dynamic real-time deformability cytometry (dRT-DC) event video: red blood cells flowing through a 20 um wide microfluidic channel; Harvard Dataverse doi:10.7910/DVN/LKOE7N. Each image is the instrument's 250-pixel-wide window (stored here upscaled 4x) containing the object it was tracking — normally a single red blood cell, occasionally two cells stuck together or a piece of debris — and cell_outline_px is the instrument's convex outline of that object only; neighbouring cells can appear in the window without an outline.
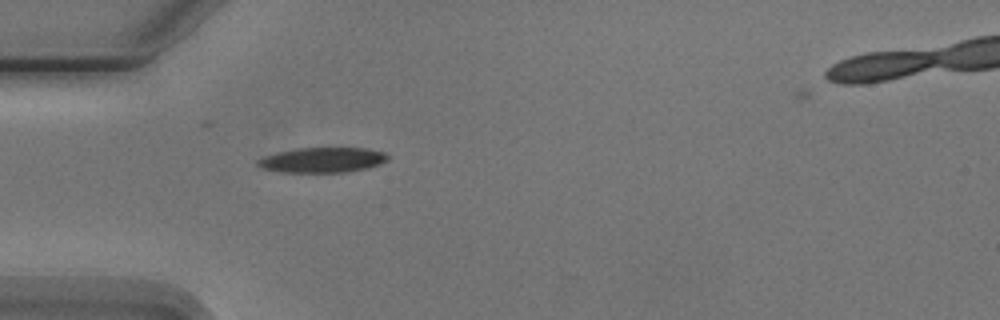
{"species": "Egyptian fruit bat (a non-hibernating species)", "species_latin": "Rousettus aegyptiacus", "temperature_condition": "cold", "stored_images_in_passage": 4, "camera_frame_rate_fps": 3000, "um_per_image_px": 0.085, "animal": {"sex": "male"}, "frame": {"image": 1, "passage_image": 4, "time_ms": 3.333, "image_size_px": [1000, 320], "cell_outline_px": [[388, 160], [364, 168], [344, 172], [284, 172], [264, 168], [256, 164], [256, 160], [264, 156], [276, 152], [296, 148], [364, 148], [384, 152], [388, 156]], "centroid_in_image_um": [27.35, 13.58], "position_along_channel_um": 57.6, "area_um2": 18.73}}